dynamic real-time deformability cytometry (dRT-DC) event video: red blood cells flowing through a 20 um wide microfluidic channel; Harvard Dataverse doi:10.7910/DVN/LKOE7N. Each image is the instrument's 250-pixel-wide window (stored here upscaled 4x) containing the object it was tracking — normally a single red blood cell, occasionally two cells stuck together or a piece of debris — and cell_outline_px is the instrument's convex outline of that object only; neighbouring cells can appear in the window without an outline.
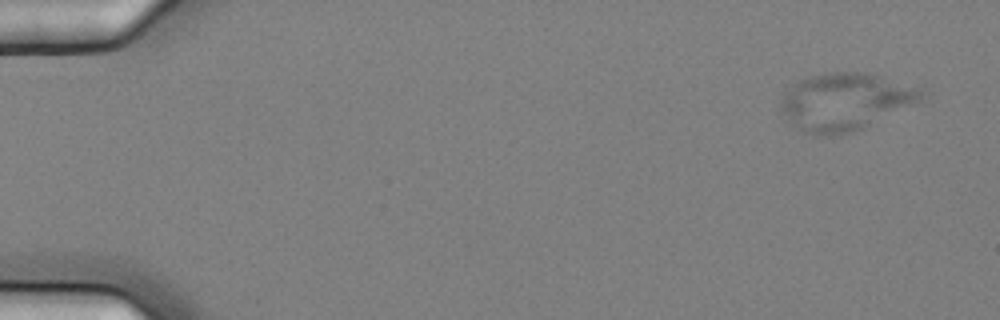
{"species": "common noctule bat (a hibernating species)", "species_latin": "Nyctalus noctula", "temperature_condition": "cold", "stored_images_in_passage": 5, "camera_frame_rate_fps": 3000, "um_per_image_px": 0.085, "animal": {"sex": "female", "body_mass_g": 25.1}, "frame": {"image": 1, "passage_image": 1, "time_ms": 0.0, "image_size_px": [1000, 320], "cell_outline_px": [[924, 96], [864, 128], [840, 136], [812, 136], [804, 132], [788, 120], [780, 108], [780, 100], [784, 92], [796, 80], [808, 76], [824, 72], [864, 72], [920, 88], [924, 92]], "centroid_in_image_um": [71.71, 8.65], "position_along_channel_um": 13.3, "area_um2": 46.53}}
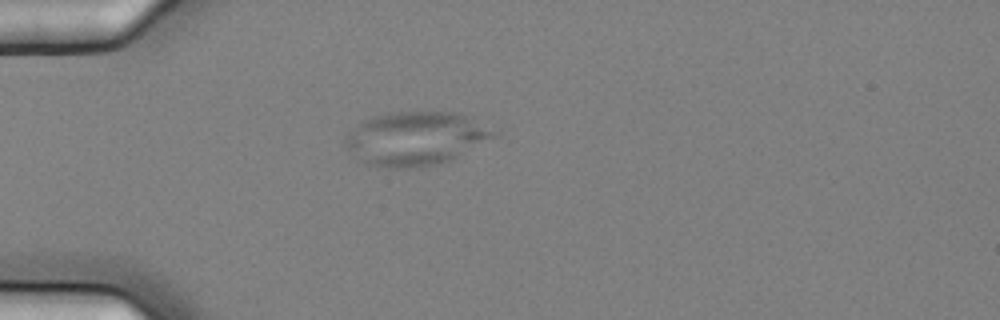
{"frame": {"image": 2, "passage_image": 5, "time_ms": 1.333, "image_size_px": [1000, 320], "cell_outline_px": [[500, 136], [452, 160], [440, 164], [420, 168], [388, 168], [368, 164], [348, 148], [344, 144], [344, 136], [360, 120], [384, 112], [460, 112], [500, 132]], "centroid_in_image_um": [35.39, 11.76], "position_along_channel_um": 49.6, "area_um2": 47.28}}